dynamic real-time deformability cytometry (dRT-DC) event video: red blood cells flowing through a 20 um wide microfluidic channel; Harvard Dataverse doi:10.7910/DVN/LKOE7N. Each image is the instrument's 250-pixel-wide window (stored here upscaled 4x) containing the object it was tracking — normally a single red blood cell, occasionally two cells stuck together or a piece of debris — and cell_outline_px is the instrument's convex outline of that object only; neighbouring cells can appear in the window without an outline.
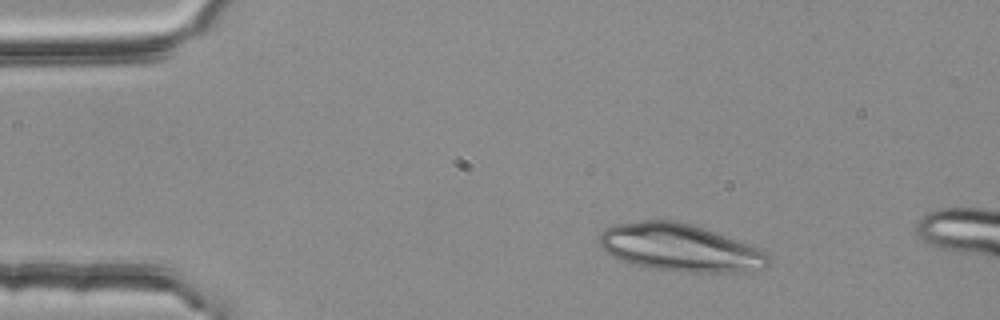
{"species": "common noctule bat (a hibernating species)", "species_latin": "Nyctalus noctula", "temperature_condition": "room temperature", "stored_images_in_passage": 3, "camera_frame_rate_fps": 3000, "um_per_image_px": 0.085, "animal": {"sex": "female", "body_mass_g": 25.1}, "frame": {"image": 1, "passage_image": 1, "time_ms": 0.0, "image_size_px": [1000, 320], "cell_outline_px": [[772, 260], [764, 268], [732, 272], [684, 272], [652, 268], [632, 264], [620, 260], [612, 256], [600, 248], [600, 232], [604, 228], [612, 224], [644, 220], [672, 220], [704, 228], [748, 244], [772, 256]], "centroid_in_image_um": [57.75, 21.05], "position_along_channel_um": 27.3, "area_um2": 46.64}}